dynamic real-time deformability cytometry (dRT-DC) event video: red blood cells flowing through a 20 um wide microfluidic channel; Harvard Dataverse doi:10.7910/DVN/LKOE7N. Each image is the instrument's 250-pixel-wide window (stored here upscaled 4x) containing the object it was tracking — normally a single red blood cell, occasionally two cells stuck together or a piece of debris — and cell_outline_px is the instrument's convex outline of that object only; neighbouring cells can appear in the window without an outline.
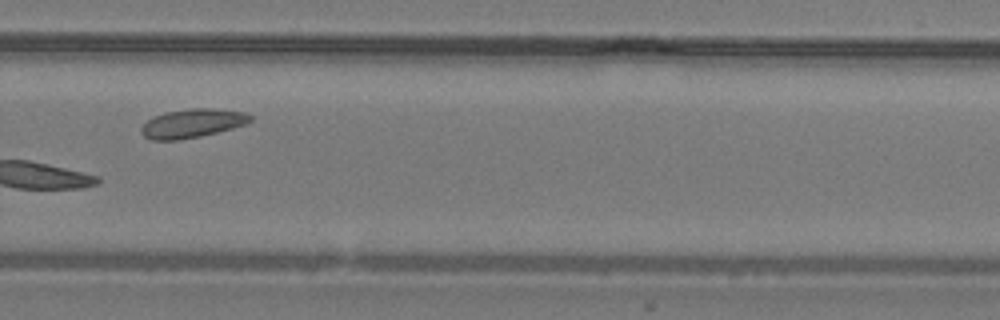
{"species": "common noctule bat (a hibernating species)", "species_latin": "Nyctalus noctula", "temperature_condition": "warm", "stored_images_in_passage": 22, "camera_frame_rate_fps": 3000, "um_per_image_px": 0.085, "animal": {"sex": "male", "body_mass_g": 19.2, "forearm_length_mm": 51.8}, "frame": {"image": 1, "passage_image": 13, "time_ms": 4.0, "image_size_px": [1000, 320], "cell_outline_px": [[252, 120], [244, 124], [232, 128], [200, 136], [180, 140], [152, 140], [144, 136], [140, 132], [140, 128], [152, 116], [164, 112], [192, 108], [212, 108], [244, 112], [252, 116]], "centroid_in_image_um": [16.31, 10.48], "position_along_channel_um": 313.5, "area_um2": 18.26}}